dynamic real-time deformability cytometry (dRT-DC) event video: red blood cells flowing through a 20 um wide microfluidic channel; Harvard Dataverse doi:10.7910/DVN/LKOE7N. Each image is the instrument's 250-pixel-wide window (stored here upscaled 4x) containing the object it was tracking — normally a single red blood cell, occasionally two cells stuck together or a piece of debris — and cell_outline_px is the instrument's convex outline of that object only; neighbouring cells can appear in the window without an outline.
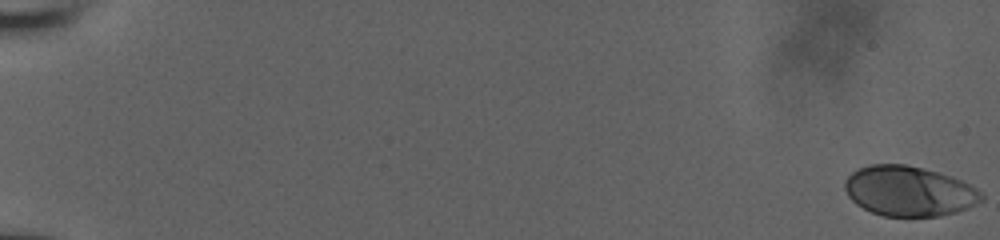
{"species": "human", "species_latin": "Homo sapiens", "temperature_condition": "room temperature", "stored_images_in_passage": 24, "camera_frame_rate_fps": 3000, "um_per_image_px": 0.085, "donor": {"sex": "male"}, "frame": {"image": 1, "passage_image": 1, "time_ms": 0.0, "image_size_px": [1000, 240], "cell_outline_px": [[984, 200], [968, 208], [956, 212], [936, 216], [884, 216], [872, 212], [856, 204], [848, 196], [844, 188], [844, 180], [852, 172], [860, 168], [872, 164], [904, 164], [936, 172], [960, 180], [984, 192]], "centroid_in_image_um": [77.27, 16.25], "position_along_channel_um": 7.7, "area_um2": 39.65}}
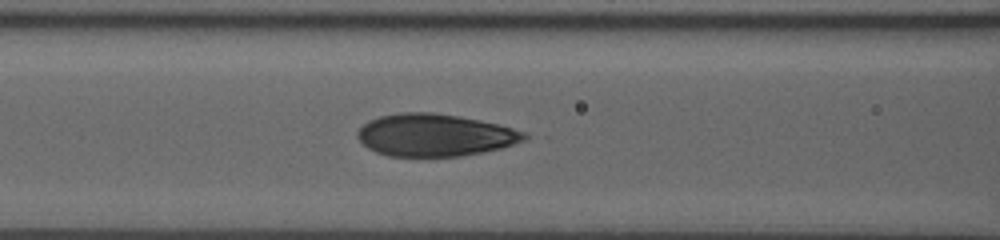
{"frame": {"image": 2, "passage_image": 18, "time_ms": 9.0, "image_size_px": [1000, 240], "cell_outline_px": [[532, 136], [524, 140], [500, 148], [484, 152], [460, 156], [388, 156], [376, 152], [368, 148], [356, 136], [356, 132], [368, 120], [380, 116], [400, 112], [432, 112], [480, 120], [512, 128], [524, 132]], "centroid_in_image_um": [36.94, 11.48], "position_along_channel_um": 129.7, "area_um2": 41.04}}
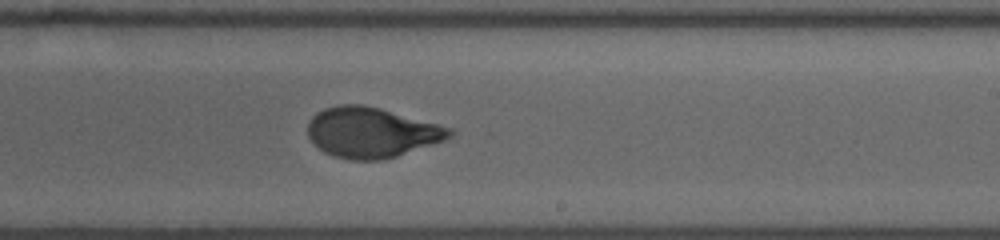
{"frame": {"image": 3, "passage_image": 24, "time_ms": 12.333, "image_size_px": [1000, 240], "cell_outline_px": [[452, 136], [444, 140], [396, 156], [380, 160], [348, 160], [332, 156], [324, 152], [308, 136], [308, 120], [316, 112], [324, 108], [336, 104], [364, 104], [380, 108], [452, 128]], "centroid_in_image_um": [31.53, 11.25], "position_along_channel_um": 257.5, "area_um2": 41.44}}